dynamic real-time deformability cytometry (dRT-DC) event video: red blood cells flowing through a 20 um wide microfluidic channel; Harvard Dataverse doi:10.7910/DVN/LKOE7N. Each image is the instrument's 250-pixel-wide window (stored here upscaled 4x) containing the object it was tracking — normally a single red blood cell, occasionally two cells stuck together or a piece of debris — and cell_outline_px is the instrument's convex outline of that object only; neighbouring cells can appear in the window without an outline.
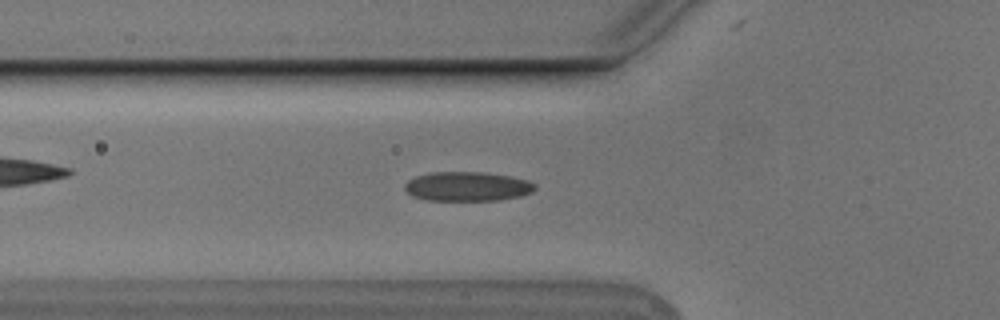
{"species": "Egyptian fruit bat (a non-hibernating species)", "species_latin": "Rousettus aegyptiacus", "temperature_condition": "cold", "stored_images_in_passage": 47, "camera_frame_rate_fps": 3000, "um_per_image_px": 0.085, "animal": {"sex": "male"}, "frame": {"image": 1, "passage_image": 15, "time_ms": 4.667, "image_size_px": [1000, 320], "cell_outline_px": [[536, 188], [532, 192], [520, 196], [496, 200], [428, 200], [412, 196], [404, 188], [404, 184], [408, 180], [416, 176], [428, 172], [484, 172], [512, 176], [528, 180], [536, 184]], "centroid_in_image_um": [39.73, 15.83], "position_along_channel_um": 86.1, "area_um2": 22.37}}
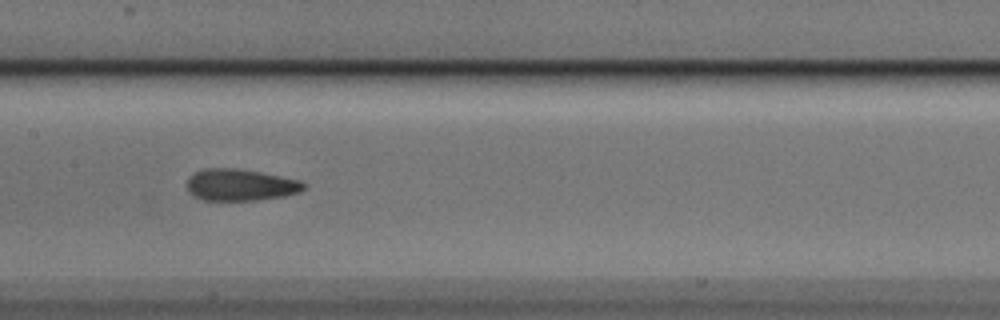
{"frame": {"image": 2, "passage_image": 23, "time_ms": 7.333, "image_size_px": [1000, 320], "cell_outline_px": [[308, 184], [300, 192], [284, 196], [256, 200], [204, 200], [192, 196], [188, 192], [188, 176], [204, 168], [236, 168], [260, 172], [300, 180]], "centroid_in_image_um": [20.43, 15.71], "position_along_channel_um": 187.0, "area_um2": 21.68}}
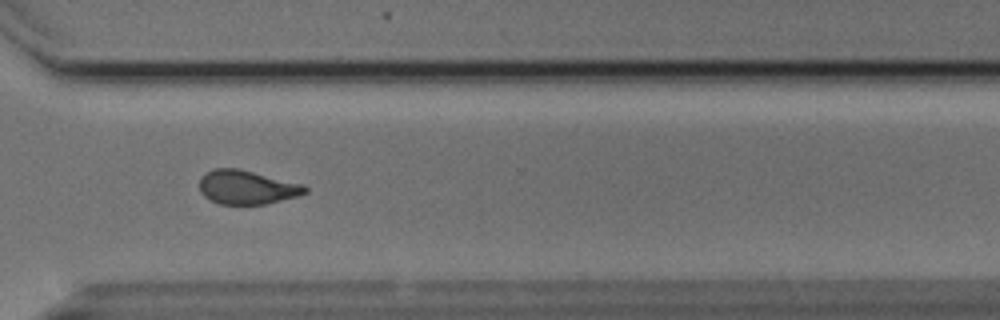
{"frame": {"image": 3, "passage_image": 36, "time_ms": 11.667, "image_size_px": [1000, 320], "cell_outline_px": [[308, 192], [296, 196], [268, 204], [220, 204], [208, 200], [200, 192], [200, 176], [212, 168], [240, 168], [304, 184], [308, 188]], "centroid_in_image_um": [20.98, 15.91], "position_along_channel_um": 349.6, "area_um2": 21.21}}